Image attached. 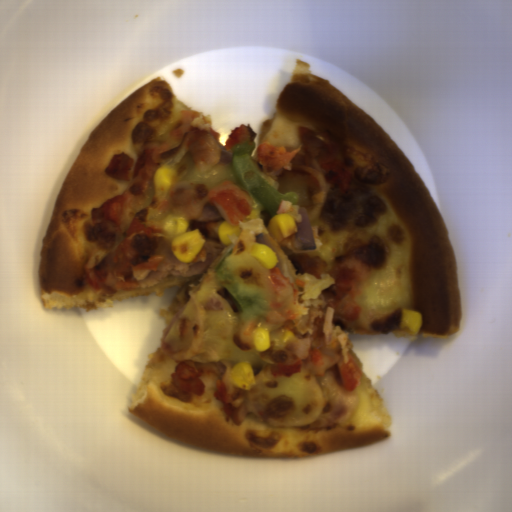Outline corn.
Wrapping results in <instances>:
<instances>
[{
	"label": "corn",
	"instance_id": "1",
	"mask_svg": "<svg viewBox=\"0 0 512 512\" xmlns=\"http://www.w3.org/2000/svg\"><path fill=\"white\" fill-rule=\"evenodd\" d=\"M188 224L187 217L173 213L167 215L161 223L174 256L185 264L196 258L206 240L198 228L187 231Z\"/></svg>",
	"mask_w": 512,
	"mask_h": 512
},
{
	"label": "corn",
	"instance_id": "2",
	"mask_svg": "<svg viewBox=\"0 0 512 512\" xmlns=\"http://www.w3.org/2000/svg\"><path fill=\"white\" fill-rule=\"evenodd\" d=\"M267 230L279 244L284 238L298 232V223L290 213H277L268 220Z\"/></svg>",
	"mask_w": 512,
	"mask_h": 512
},
{
	"label": "corn",
	"instance_id": "3",
	"mask_svg": "<svg viewBox=\"0 0 512 512\" xmlns=\"http://www.w3.org/2000/svg\"><path fill=\"white\" fill-rule=\"evenodd\" d=\"M228 378L233 387L250 391L256 384L252 366L248 360H241L229 371Z\"/></svg>",
	"mask_w": 512,
	"mask_h": 512
},
{
	"label": "corn",
	"instance_id": "4",
	"mask_svg": "<svg viewBox=\"0 0 512 512\" xmlns=\"http://www.w3.org/2000/svg\"><path fill=\"white\" fill-rule=\"evenodd\" d=\"M177 170L171 165H162L156 168L153 174V185L155 190L161 193H168L171 179L176 175Z\"/></svg>",
	"mask_w": 512,
	"mask_h": 512
},
{
	"label": "corn",
	"instance_id": "5",
	"mask_svg": "<svg viewBox=\"0 0 512 512\" xmlns=\"http://www.w3.org/2000/svg\"><path fill=\"white\" fill-rule=\"evenodd\" d=\"M252 255L267 270L275 268L278 262V256L276 252L266 244H262L259 242L255 243Z\"/></svg>",
	"mask_w": 512,
	"mask_h": 512
},
{
	"label": "corn",
	"instance_id": "6",
	"mask_svg": "<svg viewBox=\"0 0 512 512\" xmlns=\"http://www.w3.org/2000/svg\"><path fill=\"white\" fill-rule=\"evenodd\" d=\"M423 324V316L421 312L401 308V324L400 330L407 328L411 333L417 334Z\"/></svg>",
	"mask_w": 512,
	"mask_h": 512
},
{
	"label": "corn",
	"instance_id": "7",
	"mask_svg": "<svg viewBox=\"0 0 512 512\" xmlns=\"http://www.w3.org/2000/svg\"><path fill=\"white\" fill-rule=\"evenodd\" d=\"M241 231L242 229L240 227H235L224 220L218 227V237L223 245L234 244Z\"/></svg>",
	"mask_w": 512,
	"mask_h": 512
},
{
	"label": "corn",
	"instance_id": "8",
	"mask_svg": "<svg viewBox=\"0 0 512 512\" xmlns=\"http://www.w3.org/2000/svg\"><path fill=\"white\" fill-rule=\"evenodd\" d=\"M252 339L257 351H268L271 345V335L269 328L256 327L252 330Z\"/></svg>",
	"mask_w": 512,
	"mask_h": 512
},
{
	"label": "corn",
	"instance_id": "9",
	"mask_svg": "<svg viewBox=\"0 0 512 512\" xmlns=\"http://www.w3.org/2000/svg\"><path fill=\"white\" fill-rule=\"evenodd\" d=\"M292 338H296L294 333L292 331H290L288 328L285 330L284 332V335H283V345L289 340V339H292Z\"/></svg>",
	"mask_w": 512,
	"mask_h": 512
}]
</instances>
